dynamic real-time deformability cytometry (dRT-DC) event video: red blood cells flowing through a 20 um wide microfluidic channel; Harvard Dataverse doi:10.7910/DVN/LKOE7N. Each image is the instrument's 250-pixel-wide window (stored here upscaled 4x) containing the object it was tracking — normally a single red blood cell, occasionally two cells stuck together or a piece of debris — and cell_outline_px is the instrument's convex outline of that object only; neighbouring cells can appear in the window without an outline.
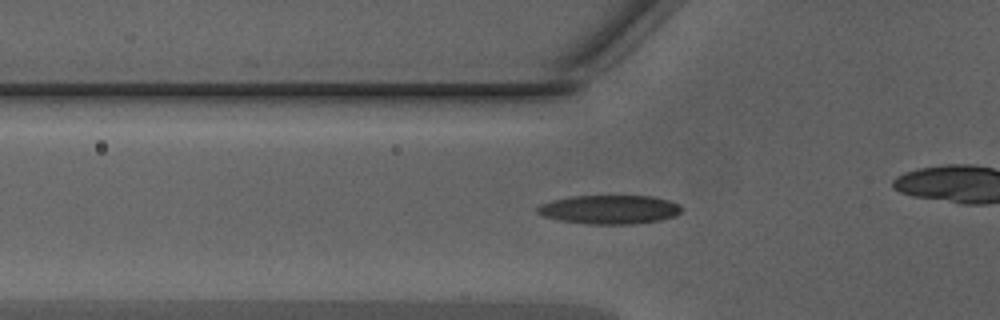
{"species": "Egyptian fruit bat (a non-hibernating species)", "species_latin": "Rousettus aegyptiacus", "temperature_condition": "warm", "stored_images_in_passage": 30, "camera_frame_rate_fps": 3000, "um_per_image_px": 0.085, "animal": {"sex": "male"}, "frame": {"image": 1, "passage_image": 8, "time_ms": 2.333, "image_size_px": [1000, 320], "cell_outline_px": [[684, 208], [676, 216], [660, 220], [632, 224], [588, 224], [556, 220], [544, 216], [536, 212], [536, 208], [540, 204], [552, 200], [572, 196], [652, 196], [668, 200], [680, 204]], "centroid_in_image_um": [51.81, 17.81], "position_along_channel_um": 74.0, "area_um2": 24.45}}
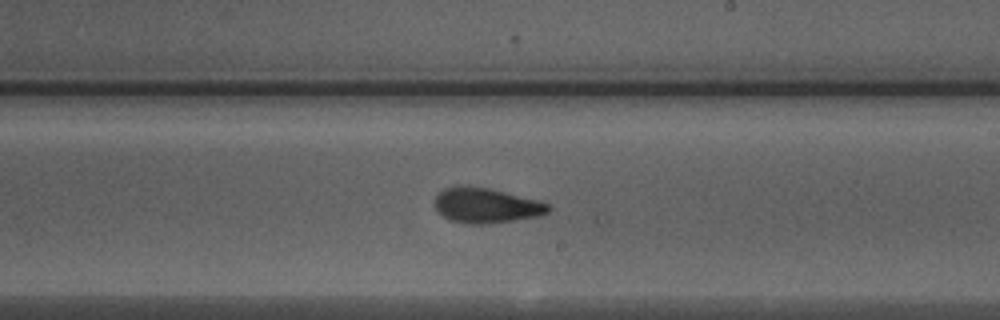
{"frame": {"image": 2, "passage_image": 20, "time_ms": 6.333, "image_size_px": [1000, 320], "cell_outline_px": [[552, 208], [548, 212], [540, 216], [484, 224], [464, 224], [448, 220], [436, 208], [432, 200], [444, 188], [488, 188], [540, 200], [548, 204]], "centroid_in_image_um": [41.35, 17.5], "position_along_channel_um": 247.7, "area_um2": 22.83}}
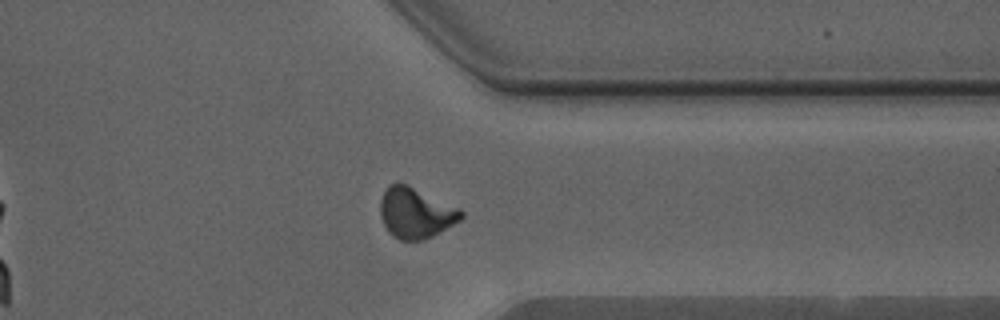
{"frame": {"image": 3, "passage_image": 29, "time_ms": 9.333, "image_size_px": [1000, 320], "cell_outline_px": [[464, 216], [460, 220], [432, 236], [424, 240], [400, 240], [392, 236], [388, 232], [380, 216], [380, 200], [384, 192], [392, 184], [404, 184], [460, 208], [464, 212]], "centroid_in_image_um": [35.33, 18.13], "position_along_channel_um": 376.1, "area_um2": 23.41}}